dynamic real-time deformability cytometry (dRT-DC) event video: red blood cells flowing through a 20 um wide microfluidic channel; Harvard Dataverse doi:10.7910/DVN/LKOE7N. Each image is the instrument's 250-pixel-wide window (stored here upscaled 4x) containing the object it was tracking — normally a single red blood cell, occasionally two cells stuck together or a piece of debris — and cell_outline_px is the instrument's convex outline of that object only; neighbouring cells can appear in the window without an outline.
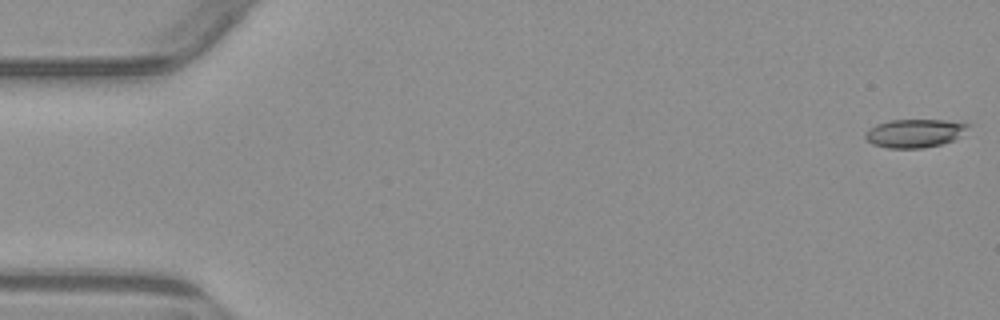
{"species": "common noctule bat (a hibernating species)", "species_latin": "Nyctalus noctula", "temperature_condition": "warm", "stored_images_in_passage": 6, "segment_of_instrument_passage": [1, 2], "camera_frame_rate_fps": 3000, "um_per_image_px": 0.085, "animal": {"sex": "male", "body_mass_g": 23.1, "forearm_length_mm": 52.7}, "frame": {"image": 1, "passage_image": 1, "time_ms": 0.0, "image_size_px": [1000, 320], "cell_outline_px": [[972, 124], [968, 128], [952, 140], [940, 144], [924, 148], [888, 148], [872, 144], [864, 136], [864, 132], [868, 128], [876, 124], [888, 120], [944, 120]], "centroid_in_image_um": [77.68, 11.32], "position_along_channel_um": 7.3, "area_um2": 16.94}}
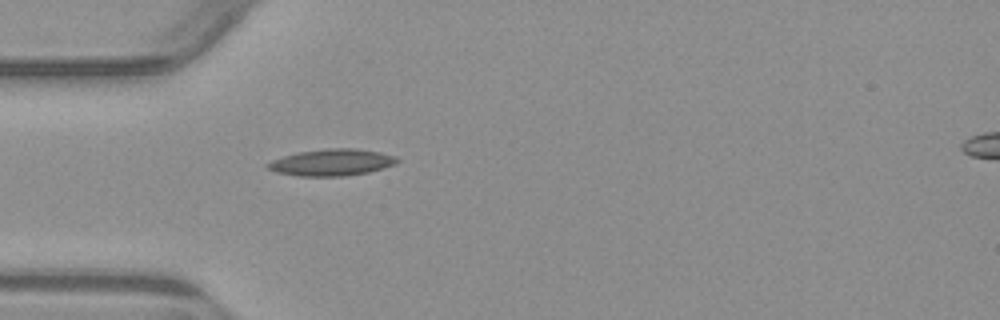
{"frame": {"image": 2, "passage_image": 5, "time_ms": 5.0, "image_size_px": [1000, 320], "cell_outline_px": [[400, 160], [396, 164], [368, 172], [348, 176], [296, 176], [276, 172], [268, 168], [264, 164], [272, 160], [296, 152], [324, 148], [356, 148], [380, 152], [396, 156]], "centroid_in_image_um": [28.2, 13.8], "position_along_channel_um": 56.8, "area_um2": 20.35}}